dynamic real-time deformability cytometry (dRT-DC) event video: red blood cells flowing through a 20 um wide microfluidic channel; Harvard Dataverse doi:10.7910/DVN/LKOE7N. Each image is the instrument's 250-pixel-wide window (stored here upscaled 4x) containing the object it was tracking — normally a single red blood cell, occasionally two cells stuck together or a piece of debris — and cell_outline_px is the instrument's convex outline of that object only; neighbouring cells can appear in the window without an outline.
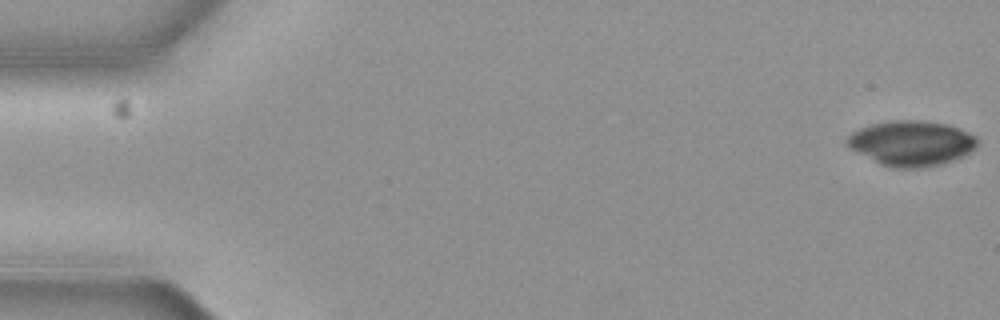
{"species": "common noctule bat (a hibernating species)", "species_latin": "Nyctalus noctula", "temperature_condition": "cold", "stored_images_in_passage": 8, "camera_frame_rate_fps": 3000, "um_per_image_px": 0.085, "animal": {"sex": "female", "body_mass_g": 19.3, "forearm_length_mm": 54.1}, "frame": {"image": 1, "passage_image": 1, "time_ms": 0.0, "image_size_px": [1000, 320], "cell_outline_px": [[976, 148], [952, 160], [940, 164], [924, 168], [896, 168], [884, 164], [852, 148], [844, 140], [852, 132], [860, 128], [872, 124], [888, 120], [920, 120], [948, 124], [960, 128], [976, 136]], "centroid_in_image_um": [77.5, 12.14], "position_along_channel_um": 7.5, "area_um2": 33.7}}